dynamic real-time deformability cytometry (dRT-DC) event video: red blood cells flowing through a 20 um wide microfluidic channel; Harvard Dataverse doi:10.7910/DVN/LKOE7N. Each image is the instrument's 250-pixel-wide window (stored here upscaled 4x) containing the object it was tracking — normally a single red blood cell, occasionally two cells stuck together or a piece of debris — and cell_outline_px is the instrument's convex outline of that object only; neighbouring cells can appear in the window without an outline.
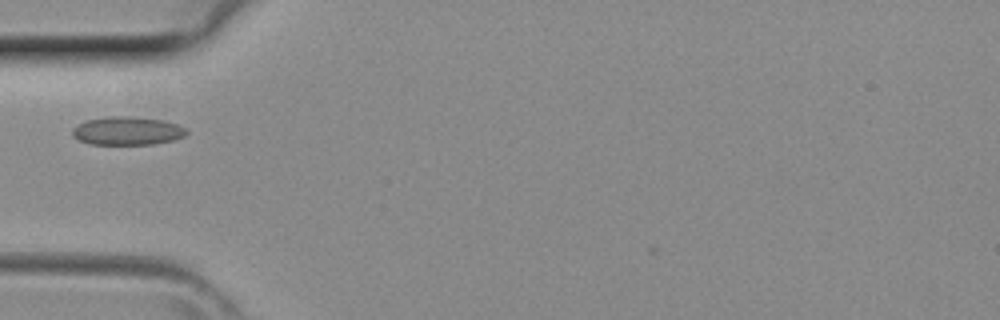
{"species": "common noctule bat (a hibernating species)", "species_latin": "Nyctalus noctula", "temperature_condition": "room temperature", "stored_images_in_passage": 17, "camera_frame_rate_fps": 3000, "um_per_image_px": 0.085, "animal": {"sex": "female", "body_mass_g": 29.2, "forearm_length_mm": 56.3}, "frame": {"image": 1, "passage_image": 3, "time_ms": 0.667, "image_size_px": [1000, 320], "cell_outline_px": [[188, 132], [184, 136], [172, 140], [152, 144], [92, 144], [80, 140], [72, 136], [72, 128], [84, 120], [108, 116], [128, 116], [164, 120], [176, 124], [184, 128]], "centroid_in_image_um": [10.78, 11.11], "position_along_channel_um": 74.2, "area_um2": 18.79}}
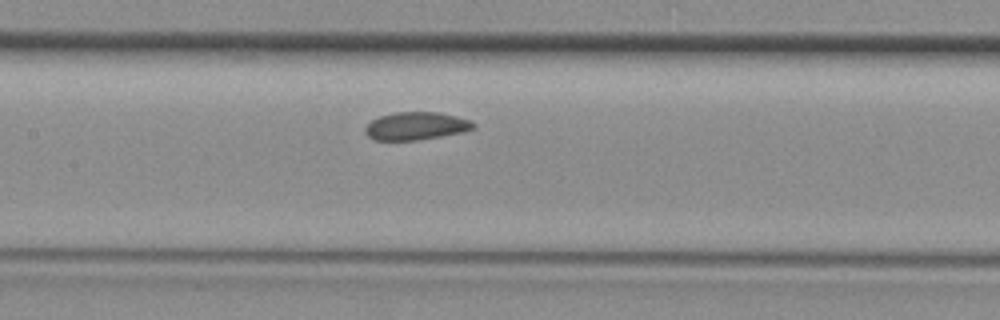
{"frame": {"image": 2, "passage_image": 9, "time_ms": 2.667, "image_size_px": [1000, 320], "cell_outline_px": [[476, 128], [464, 132], [416, 140], [376, 140], [368, 136], [364, 132], [364, 128], [372, 120], [380, 116], [396, 112], [440, 112], [472, 120], [476, 124]], "centroid_in_image_um": [35.4, 10.7], "position_along_channel_um": 172.0, "area_um2": 17.63}}
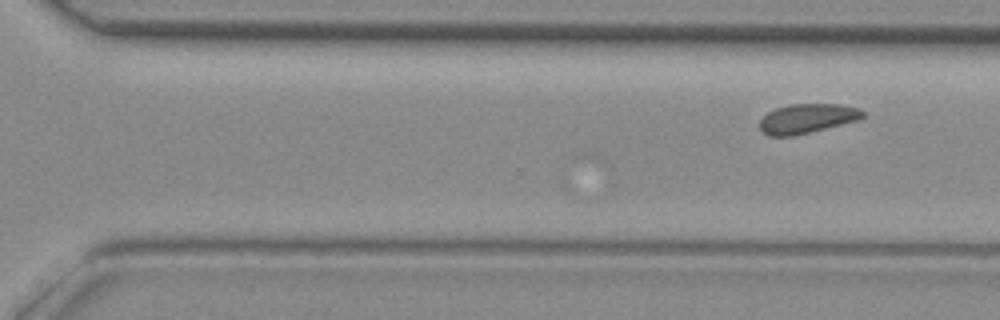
{"frame": {"image": 3, "passage_image": 17, "time_ms": 5.333, "image_size_px": [1000, 320], "cell_outline_px": [[864, 116], [860, 120], [792, 136], [768, 136], [760, 128], [760, 120], [768, 112], [776, 108], [788, 104], [840, 104], [856, 108], [864, 112]], "centroid_in_image_um": [68.6, 10.07], "position_along_channel_um": 302.0, "area_um2": 17.57}}